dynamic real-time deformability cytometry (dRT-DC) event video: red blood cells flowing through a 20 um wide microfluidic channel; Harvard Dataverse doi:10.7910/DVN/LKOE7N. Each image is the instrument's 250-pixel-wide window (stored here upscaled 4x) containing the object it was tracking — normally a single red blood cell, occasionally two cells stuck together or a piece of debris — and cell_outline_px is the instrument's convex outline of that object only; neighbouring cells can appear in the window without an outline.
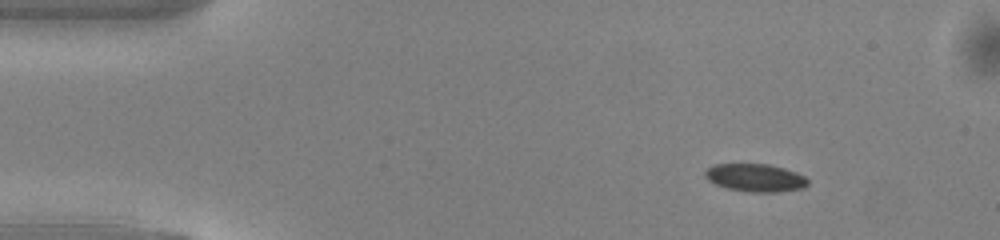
{"species": "common noctule bat (a hibernating species)", "species_latin": "Nyctalus noctula", "temperature_condition": "warm", "stored_images_in_passage": 44, "camera_frame_rate_fps": 3000, "um_per_image_px": 0.085, "animal": {"sex": "male", "body_mass_g": 13.0, "forearm_length_mm": 53.1}, "frame": {"image": 1, "passage_image": 1, "time_ms": 0.0, "image_size_px": [1000, 240], "cell_outline_px": [[808, 184], [804, 188], [776, 192], [748, 192], [728, 188], [716, 184], [708, 180], [704, 176], [704, 172], [712, 164], [768, 164], [784, 168], [796, 172], [804, 176], [808, 180]], "centroid_in_image_um": [64.2, 15.1], "position_along_channel_um": 20.8, "area_um2": 16.7}}
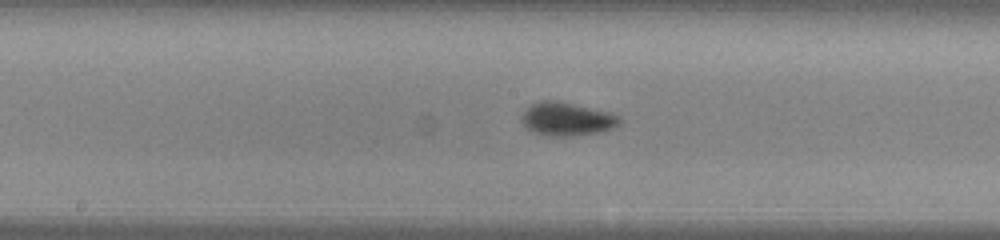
{"frame": {"image": 2, "passage_image": 20, "time_ms": 6.333, "image_size_px": [1000, 240], "cell_outline_px": [[620, 124], [612, 128], [600, 132], [572, 136], [548, 136], [536, 132], [528, 128], [520, 120], [520, 116], [532, 104], [540, 100], [548, 100], [572, 104], [608, 112], [616, 116], [620, 120]], "centroid_in_image_um": [48.15, 10.13], "position_along_channel_um": 200.0, "area_um2": 18.55}}
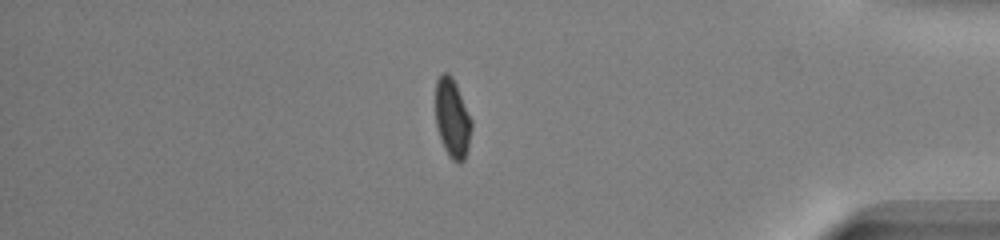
{"frame": {"image": 3, "passage_image": 37, "time_ms": 12.0, "image_size_px": [1000, 240], "cell_outline_px": [[472, 128], [468, 148], [464, 160], [460, 164], [452, 160], [448, 156], [440, 140], [436, 124], [436, 80], [444, 72], [448, 72], [452, 76], [456, 84], [472, 120]], "centroid_in_image_um": [38.45, 10.08], "position_along_channel_um": 396.7, "area_um2": 16.7}, "authors_computed_cell_mechanics": {"area_um2": 16.9354, "velocity_mm_per_s": 4.1229, "shape_relaxation_time_tau1_ms": 3.3708, "shape_relaxation_time_tau2_ms": null, "deformation_change_tau1": 0.0853, "deformation_change_tau2": null}}